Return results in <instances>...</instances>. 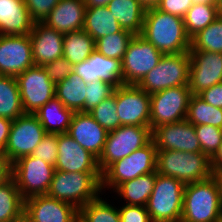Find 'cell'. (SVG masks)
<instances>
[{
    "mask_svg": "<svg viewBox=\"0 0 222 222\" xmlns=\"http://www.w3.org/2000/svg\"><path fill=\"white\" fill-rule=\"evenodd\" d=\"M12 177V164L7 156L0 151V186Z\"/></svg>",
    "mask_w": 222,
    "mask_h": 222,
    "instance_id": "cell-47",
    "label": "cell"
},
{
    "mask_svg": "<svg viewBox=\"0 0 222 222\" xmlns=\"http://www.w3.org/2000/svg\"><path fill=\"white\" fill-rule=\"evenodd\" d=\"M157 148L151 139L129 156L111 164L103 173L101 190L116 189L125 181L156 171Z\"/></svg>",
    "mask_w": 222,
    "mask_h": 222,
    "instance_id": "cell-6",
    "label": "cell"
},
{
    "mask_svg": "<svg viewBox=\"0 0 222 222\" xmlns=\"http://www.w3.org/2000/svg\"><path fill=\"white\" fill-rule=\"evenodd\" d=\"M85 11L84 0H60L43 23L63 34L82 30Z\"/></svg>",
    "mask_w": 222,
    "mask_h": 222,
    "instance_id": "cell-23",
    "label": "cell"
},
{
    "mask_svg": "<svg viewBox=\"0 0 222 222\" xmlns=\"http://www.w3.org/2000/svg\"><path fill=\"white\" fill-rule=\"evenodd\" d=\"M192 96L189 86H176L150 94V129L186 119Z\"/></svg>",
    "mask_w": 222,
    "mask_h": 222,
    "instance_id": "cell-10",
    "label": "cell"
},
{
    "mask_svg": "<svg viewBox=\"0 0 222 222\" xmlns=\"http://www.w3.org/2000/svg\"><path fill=\"white\" fill-rule=\"evenodd\" d=\"M113 93L120 126H150V94L134 84H122Z\"/></svg>",
    "mask_w": 222,
    "mask_h": 222,
    "instance_id": "cell-14",
    "label": "cell"
},
{
    "mask_svg": "<svg viewBox=\"0 0 222 222\" xmlns=\"http://www.w3.org/2000/svg\"><path fill=\"white\" fill-rule=\"evenodd\" d=\"M107 7L123 30L141 34L146 9L138 0H111Z\"/></svg>",
    "mask_w": 222,
    "mask_h": 222,
    "instance_id": "cell-25",
    "label": "cell"
},
{
    "mask_svg": "<svg viewBox=\"0 0 222 222\" xmlns=\"http://www.w3.org/2000/svg\"><path fill=\"white\" fill-rule=\"evenodd\" d=\"M115 87L102 80L93 81L86 86V98L84 101V112H89L103 100L113 95Z\"/></svg>",
    "mask_w": 222,
    "mask_h": 222,
    "instance_id": "cell-40",
    "label": "cell"
},
{
    "mask_svg": "<svg viewBox=\"0 0 222 222\" xmlns=\"http://www.w3.org/2000/svg\"><path fill=\"white\" fill-rule=\"evenodd\" d=\"M46 134L37 116L25 113L12 121L8 142L3 153L13 164L21 157L32 155Z\"/></svg>",
    "mask_w": 222,
    "mask_h": 222,
    "instance_id": "cell-11",
    "label": "cell"
},
{
    "mask_svg": "<svg viewBox=\"0 0 222 222\" xmlns=\"http://www.w3.org/2000/svg\"><path fill=\"white\" fill-rule=\"evenodd\" d=\"M43 68L54 84L64 80L73 72V65L64 57L46 63Z\"/></svg>",
    "mask_w": 222,
    "mask_h": 222,
    "instance_id": "cell-43",
    "label": "cell"
},
{
    "mask_svg": "<svg viewBox=\"0 0 222 222\" xmlns=\"http://www.w3.org/2000/svg\"><path fill=\"white\" fill-rule=\"evenodd\" d=\"M58 134L47 133L35 150L32 156L54 165L58 158Z\"/></svg>",
    "mask_w": 222,
    "mask_h": 222,
    "instance_id": "cell-41",
    "label": "cell"
},
{
    "mask_svg": "<svg viewBox=\"0 0 222 222\" xmlns=\"http://www.w3.org/2000/svg\"><path fill=\"white\" fill-rule=\"evenodd\" d=\"M107 132L114 131L120 126L117 115L115 94L103 100L88 112Z\"/></svg>",
    "mask_w": 222,
    "mask_h": 222,
    "instance_id": "cell-38",
    "label": "cell"
},
{
    "mask_svg": "<svg viewBox=\"0 0 222 222\" xmlns=\"http://www.w3.org/2000/svg\"><path fill=\"white\" fill-rule=\"evenodd\" d=\"M29 37L34 65L43 66L63 57V33L39 22L33 24Z\"/></svg>",
    "mask_w": 222,
    "mask_h": 222,
    "instance_id": "cell-22",
    "label": "cell"
},
{
    "mask_svg": "<svg viewBox=\"0 0 222 222\" xmlns=\"http://www.w3.org/2000/svg\"><path fill=\"white\" fill-rule=\"evenodd\" d=\"M25 114L16 77L0 75V117L15 120Z\"/></svg>",
    "mask_w": 222,
    "mask_h": 222,
    "instance_id": "cell-30",
    "label": "cell"
},
{
    "mask_svg": "<svg viewBox=\"0 0 222 222\" xmlns=\"http://www.w3.org/2000/svg\"><path fill=\"white\" fill-rule=\"evenodd\" d=\"M34 23L43 22L60 0H23Z\"/></svg>",
    "mask_w": 222,
    "mask_h": 222,
    "instance_id": "cell-42",
    "label": "cell"
},
{
    "mask_svg": "<svg viewBox=\"0 0 222 222\" xmlns=\"http://www.w3.org/2000/svg\"><path fill=\"white\" fill-rule=\"evenodd\" d=\"M133 37L134 34L122 29L120 32L97 39L95 50L105 57L122 60Z\"/></svg>",
    "mask_w": 222,
    "mask_h": 222,
    "instance_id": "cell-37",
    "label": "cell"
},
{
    "mask_svg": "<svg viewBox=\"0 0 222 222\" xmlns=\"http://www.w3.org/2000/svg\"><path fill=\"white\" fill-rule=\"evenodd\" d=\"M12 120L0 117V151H4L8 142Z\"/></svg>",
    "mask_w": 222,
    "mask_h": 222,
    "instance_id": "cell-48",
    "label": "cell"
},
{
    "mask_svg": "<svg viewBox=\"0 0 222 222\" xmlns=\"http://www.w3.org/2000/svg\"><path fill=\"white\" fill-rule=\"evenodd\" d=\"M121 222H152L144 206L125 205L119 208Z\"/></svg>",
    "mask_w": 222,
    "mask_h": 222,
    "instance_id": "cell-44",
    "label": "cell"
},
{
    "mask_svg": "<svg viewBox=\"0 0 222 222\" xmlns=\"http://www.w3.org/2000/svg\"><path fill=\"white\" fill-rule=\"evenodd\" d=\"M23 110L35 114L43 105L55 97V84L43 66H32L17 77Z\"/></svg>",
    "mask_w": 222,
    "mask_h": 222,
    "instance_id": "cell-13",
    "label": "cell"
},
{
    "mask_svg": "<svg viewBox=\"0 0 222 222\" xmlns=\"http://www.w3.org/2000/svg\"><path fill=\"white\" fill-rule=\"evenodd\" d=\"M156 171L185 184L204 181L214 175L211 159L204 153L176 150H157Z\"/></svg>",
    "mask_w": 222,
    "mask_h": 222,
    "instance_id": "cell-4",
    "label": "cell"
},
{
    "mask_svg": "<svg viewBox=\"0 0 222 222\" xmlns=\"http://www.w3.org/2000/svg\"><path fill=\"white\" fill-rule=\"evenodd\" d=\"M73 72L88 83L102 80L115 88L123 84L122 60L105 57L94 50L84 61L73 65Z\"/></svg>",
    "mask_w": 222,
    "mask_h": 222,
    "instance_id": "cell-20",
    "label": "cell"
},
{
    "mask_svg": "<svg viewBox=\"0 0 222 222\" xmlns=\"http://www.w3.org/2000/svg\"><path fill=\"white\" fill-rule=\"evenodd\" d=\"M55 166L32 155L24 156L12 164V178L25 200L32 196L46 195Z\"/></svg>",
    "mask_w": 222,
    "mask_h": 222,
    "instance_id": "cell-9",
    "label": "cell"
},
{
    "mask_svg": "<svg viewBox=\"0 0 222 222\" xmlns=\"http://www.w3.org/2000/svg\"><path fill=\"white\" fill-rule=\"evenodd\" d=\"M151 139L150 126L123 125L108 132L102 153L97 159L100 172L103 173L114 162L145 146Z\"/></svg>",
    "mask_w": 222,
    "mask_h": 222,
    "instance_id": "cell-8",
    "label": "cell"
},
{
    "mask_svg": "<svg viewBox=\"0 0 222 222\" xmlns=\"http://www.w3.org/2000/svg\"><path fill=\"white\" fill-rule=\"evenodd\" d=\"M192 5L193 0H161L156 7L161 11L183 18Z\"/></svg>",
    "mask_w": 222,
    "mask_h": 222,
    "instance_id": "cell-45",
    "label": "cell"
},
{
    "mask_svg": "<svg viewBox=\"0 0 222 222\" xmlns=\"http://www.w3.org/2000/svg\"><path fill=\"white\" fill-rule=\"evenodd\" d=\"M163 54L141 35H134L122 58L123 84L137 85Z\"/></svg>",
    "mask_w": 222,
    "mask_h": 222,
    "instance_id": "cell-12",
    "label": "cell"
},
{
    "mask_svg": "<svg viewBox=\"0 0 222 222\" xmlns=\"http://www.w3.org/2000/svg\"><path fill=\"white\" fill-rule=\"evenodd\" d=\"M189 68V52L163 55L157 66L147 73L137 86L148 94L170 87L188 86Z\"/></svg>",
    "mask_w": 222,
    "mask_h": 222,
    "instance_id": "cell-7",
    "label": "cell"
},
{
    "mask_svg": "<svg viewBox=\"0 0 222 222\" xmlns=\"http://www.w3.org/2000/svg\"><path fill=\"white\" fill-rule=\"evenodd\" d=\"M95 48V40L83 29L64 34L63 57L72 65L86 60Z\"/></svg>",
    "mask_w": 222,
    "mask_h": 222,
    "instance_id": "cell-31",
    "label": "cell"
},
{
    "mask_svg": "<svg viewBox=\"0 0 222 222\" xmlns=\"http://www.w3.org/2000/svg\"><path fill=\"white\" fill-rule=\"evenodd\" d=\"M86 86L81 77L72 72L67 78L55 84V97L74 112H84Z\"/></svg>",
    "mask_w": 222,
    "mask_h": 222,
    "instance_id": "cell-28",
    "label": "cell"
},
{
    "mask_svg": "<svg viewBox=\"0 0 222 222\" xmlns=\"http://www.w3.org/2000/svg\"><path fill=\"white\" fill-rule=\"evenodd\" d=\"M33 24L23 0H0V35L30 34Z\"/></svg>",
    "mask_w": 222,
    "mask_h": 222,
    "instance_id": "cell-24",
    "label": "cell"
},
{
    "mask_svg": "<svg viewBox=\"0 0 222 222\" xmlns=\"http://www.w3.org/2000/svg\"><path fill=\"white\" fill-rule=\"evenodd\" d=\"M218 16L217 5L193 3L183 17L187 35L192 38L211 24Z\"/></svg>",
    "mask_w": 222,
    "mask_h": 222,
    "instance_id": "cell-34",
    "label": "cell"
},
{
    "mask_svg": "<svg viewBox=\"0 0 222 222\" xmlns=\"http://www.w3.org/2000/svg\"><path fill=\"white\" fill-rule=\"evenodd\" d=\"M67 134L98 159L108 132L88 112H74Z\"/></svg>",
    "mask_w": 222,
    "mask_h": 222,
    "instance_id": "cell-21",
    "label": "cell"
},
{
    "mask_svg": "<svg viewBox=\"0 0 222 222\" xmlns=\"http://www.w3.org/2000/svg\"><path fill=\"white\" fill-rule=\"evenodd\" d=\"M189 51L222 53V16H218L205 29L191 38Z\"/></svg>",
    "mask_w": 222,
    "mask_h": 222,
    "instance_id": "cell-35",
    "label": "cell"
},
{
    "mask_svg": "<svg viewBox=\"0 0 222 222\" xmlns=\"http://www.w3.org/2000/svg\"><path fill=\"white\" fill-rule=\"evenodd\" d=\"M58 158L55 170L65 172L101 173L97 158L67 133L58 134Z\"/></svg>",
    "mask_w": 222,
    "mask_h": 222,
    "instance_id": "cell-19",
    "label": "cell"
},
{
    "mask_svg": "<svg viewBox=\"0 0 222 222\" xmlns=\"http://www.w3.org/2000/svg\"><path fill=\"white\" fill-rule=\"evenodd\" d=\"M193 3H200V4H209V5H217L218 0H193Z\"/></svg>",
    "mask_w": 222,
    "mask_h": 222,
    "instance_id": "cell-53",
    "label": "cell"
},
{
    "mask_svg": "<svg viewBox=\"0 0 222 222\" xmlns=\"http://www.w3.org/2000/svg\"><path fill=\"white\" fill-rule=\"evenodd\" d=\"M189 89L192 95L222 82V53L189 51Z\"/></svg>",
    "mask_w": 222,
    "mask_h": 222,
    "instance_id": "cell-17",
    "label": "cell"
},
{
    "mask_svg": "<svg viewBox=\"0 0 222 222\" xmlns=\"http://www.w3.org/2000/svg\"><path fill=\"white\" fill-rule=\"evenodd\" d=\"M100 196L79 209L85 222H121L119 209L108 204Z\"/></svg>",
    "mask_w": 222,
    "mask_h": 222,
    "instance_id": "cell-36",
    "label": "cell"
},
{
    "mask_svg": "<svg viewBox=\"0 0 222 222\" xmlns=\"http://www.w3.org/2000/svg\"><path fill=\"white\" fill-rule=\"evenodd\" d=\"M83 30L95 41L101 37L120 32L122 27L107 6L86 8Z\"/></svg>",
    "mask_w": 222,
    "mask_h": 222,
    "instance_id": "cell-27",
    "label": "cell"
},
{
    "mask_svg": "<svg viewBox=\"0 0 222 222\" xmlns=\"http://www.w3.org/2000/svg\"><path fill=\"white\" fill-rule=\"evenodd\" d=\"M211 167L214 174L222 172V144L219 146L217 152L211 158Z\"/></svg>",
    "mask_w": 222,
    "mask_h": 222,
    "instance_id": "cell-49",
    "label": "cell"
},
{
    "mask_svg": "<svg viewBox=\"0 0 222 222\" xmlns=\"http://www.w3.org/2000/svg\"><path fill=\"white\" fill-rule=\"evenodd\" d=\"M217 8H218V14L222 16V0H218Z\"/></svg>",
    "mask_w": 222,
    "mask_h": 222,
    "instance_id": "cell-54",
    "label": "cell"
},
{
    "mask_svg": "<svg viewBox=\"0 0 222 222\" xmlns=\"http://www.w3.org/2000/svg\"><path fill=\"white\" fill-rule=\"evenodd\" d=\"M73 114L74 111L66 108L56 97L35 113L46 133L50 134L67 133Z\"/></svg>",
    "mask_w": 222,
    "mask_h": 222,
    "instance_id": "cell-26",
    "label": "cell"
},
{
    "mask_svg": "<svg viewBox=\"0 0 222 222\" xmlns=\"http://www.w3.org/2000/svg\"><path fill=\"white\" fill-rule=\"evenodd\" d=\"M163 55L189 52L191 38L187 35L182 17L159 10H145L143 29L140 34Z\"/></svg>",
    "mask_w": 222,
    "mask_h": 222,
    "instance_id": "cell-1",
    "label": "cell"
},
{
    "mask_svg": "<svg viewBox=\"0 0 222 222\" xmlns=\"http://www.w3.org/2000/svg\"><path fill=\"white\" fill-rule=\"evenodd\" d=\"M180 222H222L220 191L214 175L185 185Z\"/></svg>",
    "mask_w": 222,
    "mask_h": 222,
    "instance_id": "cell-2",
    "label": "cell"
},
{
    "mask_svg": "<svg viewBox=\"0 0 222 222\" xmlns=\"http://www.w3.org/2000/svg\"><path fill=\"white\" fill-rule=\"evenodd\" d=\"M111 0H84L86 8L107 6Z\"/></svg>",
    "mask_w": 222,
    "mask_h": 222,
    "instance_id": "cell-50",
    "label": "cell"
},
{
    "mask_svg": "<svg viewBox=\"0 0 222 222\" xmlns=\"http://www.w3.org/2000/svg\"><path fill=\"white\" fill-rule=\"evenodd\" d=\"M75 222H85V221L78 215Z\"/></svg>",
    "mask_w": 222,
    "mask_h": 222,
    "instance_id": "cell-56",
    "label": "cell"
},
{
    "mask_svg": "<svg viewBox=\"0 0 222 222\" xmlns=\"http://www.w3.org/2000/svg\"><path fill=\"white\" fill-rule=\"evenodd\" d=\"M15 222H29V221L25 218V216H23L21 219L15 221Z\"/></svg>",
    "mask_w": 222,
    "mask_h": 222,
    "instance_id": "cell-55",
    "label": "cell"
},
{
    "mask_svg": "<svg viewBox=\"0 0 222 222\" xmlns=\"http://www.w3.org/2000/svg\"><path fill=\"white\" fill-rule=\"evenodd\" d=\"M214 176L216 177L218 186H219V191H220V203H221V209H222V172L220 173H215Z\"/></svg>",
    "mask_w": 222,
    "mask_h": 222,
    "instance_id": "cell-52",
    "label": "cell"
},
{
    "mask_svg": "<svg viewBox=\"0 0 222 222\" xmlns=\"http://www.w3.org/2000/svg\"><path fill=\"white\" fill-rule=\"evenodd\" d=\"M138 1L145 9H149L156 7L161 0H138Z\"/></svg>",
    "mask_w": 222,
    "mask_h": 222,
    "instance_id": "cell-51",
    "label": "cell"
},
{
    "mask_svg": "<svg viewBox=\"0 0 222 222\" xmlns=\"http://www.w3.org/2000/svg\"><path fill=\"white\" fill-rule=\"evenodd\" d=\"M186 120L195 125H211L222 129V109L205 102L199 95H192Z\"/></svg>",
    "mask_w": 222,
    "mask_h": 222,
    "instance_id": "cell-33",
    "label": "cell"
},
{
    "mask_svg": "<svg viewBox=\"0 0 222 222\" xmlns=\"http://www.w3.org/2000/svg\"><path fill=\"white\" fill-rule=\"evenodd\" d=\"M198 95L208 104L222 109V82L203 90Z\"/></svg>",
    "mask_w": 222,
    "mask_h": 222,
    "instance_id": "cell-46",
    "label": "cell"
},
{
    "mask_svg": "<svg viewBox=\"0 0 222 222\" xmlns=\"http://www.w3.org/2000/svg\"><path fill=\"white\" fill-rule=\"evenodd\" d=\"M24 216V199L11 177L0 186V222H15Z\"/></svg>",
    "mask_w": 222,
    "mask_h": 222,
    "instance_id": "cell-32",
    "label": "cell"
},
{
    "mask_svg": "<svg viewBox=\"0 0 222 222\" xmlns=\"http://www.w3.org/2000/svg\"><path fill=\"white\" fill-rule=\"evenodd\" d=\"M78 215L79 210L72 204L48 195L24 200V216L29 222H75Z\"/></svg>",
    "mask_w": 222,
    "mask_h": 222,
    "instance_id": "cell-18",
    "label": "cell"
},
{
    "mask_svg": "<svg viewBox=\"0 0 222 222\" xmlns=\"http://www.w3.org/2000/svg\"><path fill=\"white\" fill-rule=\"evenodd\" d=\"M101 179L102 173L55 170L46 195L72 204L79 210L100 195Z\"/></svg>",
    "mask_w": 222,
    "mask_h": 222,
    "instance_id": "cell-3",
    "label": "cell"
},
{
    "mask_svg": "<svg viewBox=\"0 0 222 222\" xmlns=\"http://www.w3.org/2000/svg\"><path fill=\"white\" fill-rule=\"evenodd\" d=\"M32 66L29 34L0 35V75L17 77Z\"/></svg>",
    "mask_w": 222,
    "mask_h": 222,
    "instance_id": "cell-15",
    "label": "cell"
},
{
    "mask_svg": "<svg viewBox=\"0 0 222 222\" xmlns=\"http://www.w3.org/2000/svg\"><path fill=\"white\" fill-rule=\"evenodd\" d=\"M156 181V171L141 175L120 184L114 192L124 198L126 205L144 206L153 191Z\"/></svg>",
    "mask_w": 222,
    "mask_h": 222,
    "instance_id": "cell-29",
    "label": "cell"
},
{
    "mask_svg": "<svg viewBox=\"0 0 222 222\" xmlns=\"http://www.w3.org/2000/svg\"><path fill=\"white\" fill-rule=\"evenodd\" d=\"M185 185L156 171L155 185L146 204L152 222H180Z\"/></svg>",
    "mask_w": 222,
    "mask_h": 222,
    "instance_id": "cell-5",
    "label": "cell"
},
{
    "mask_svg": "<svg viewBox=\"0 0 222 222\" xmlns=\"http://www.w3.org/2000/svg\"><path fill=\"white\" fill-rule=\"evenodd\" d=\"M195 131L201 153L211 159L222 144V129L211 125H195Z\"/></svg>",
    "mask_w": 222,
    "mask_h": 222,
    "instance_id": "cell-39",
    "label": "cell"
},
{
    "mask_svg": "<svg viewBox=\"0 0 222 222\" xmlns=\"http://www.w3.org/2000/svg\"><path fill=\"white\" fill-rule=\"evenodd\" d=\"M151 136L157 150L201 153L195 126L186 119L160 125L151 131Z\"/></svg>",
    "mask_w": 222,
    "mask_h": 222,
    "instance_id": "cell-16",
    "label": "cell"
}]
</instances>
